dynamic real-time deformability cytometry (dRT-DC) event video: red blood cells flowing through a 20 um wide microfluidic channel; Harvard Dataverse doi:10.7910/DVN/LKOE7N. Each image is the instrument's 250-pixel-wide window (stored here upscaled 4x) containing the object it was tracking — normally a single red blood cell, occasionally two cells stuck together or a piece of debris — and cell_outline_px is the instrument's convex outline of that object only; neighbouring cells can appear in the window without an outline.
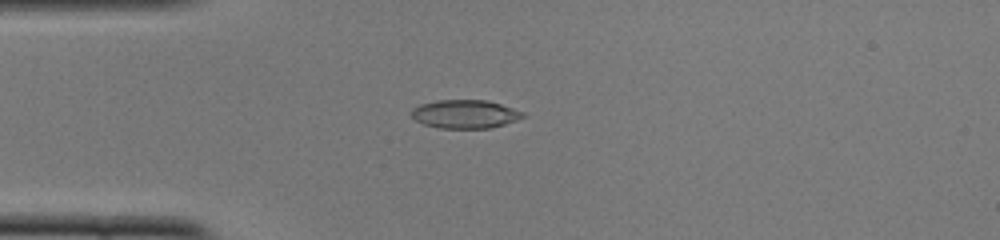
{"species": "common noctule bat (a hibernating species)", "species_latin": "Nyctalus noctula", "temperature_condition": "cold", "stored_images_in_passage": 50, "camera_frame_rate_fps": 3000, "um_per_image_px": 0.085, "animal": {"sex": "female", "body_mass_g": 22.0, "forearm_length_mm": 56.7}, "frame": {"image": 1, "passage_image": 13, "time_ms": 4.0, "image_size_px": [1000, 240], "cell_outline_px": [[524, 116], [516, 120], [492, 128], [440, 128], [424, 124], [416, 120], [412, 116], [412, 108], [420, 104], [436, 100], [488, 100], [524, 112]], "centroid_in_image_um": [39.52, 9.69], "position_along_channel_um": 45.5, "area_um2": 18.38}}
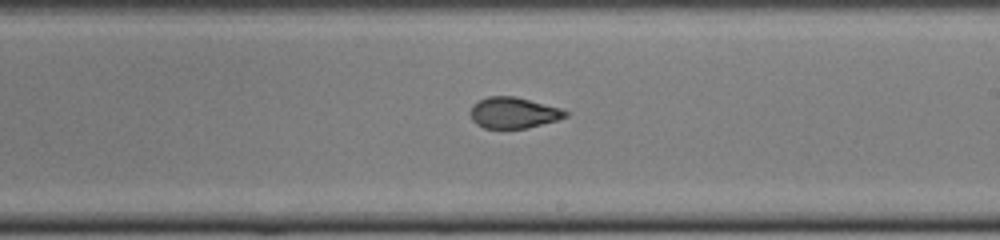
{"frame": {"image": 2, "passage_image": 29, "time_ms": 9.333, "image_size_px": [1000, 240], "cell_outline_px": [[568, 116], [556, 120], [528, 128], [484, 128], [476, 124], [472, 120], [468, 112], [472, 104], [488, 96], [516, 96], [560, 108], [568, 112]], "centroid_in_image_um": [43.6, 9.58], "position_along_channel_um": 245.4, "area_um2": 17.28}}
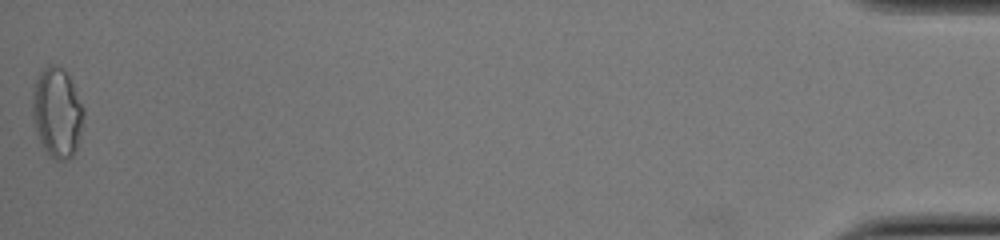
{"frame": {"image": 3, "passage_image": 50, "time_ms": 16.333, "image_size_px": [1000, 240], "cell_outline_px": [[84, 116], [80, 136], [76, 148], [72, 156], [68, 160], [56, 160], [48, 156], [36, 132], [32, 116], [32, 88], [40, 72], [48, 64], [56, 64], [72, 80], [84, 108]], "centroid_in_image_um": [4.85, 9.57], "position_along_channel_um": 430.4, "area_um2": 27.05}, "authors_computed_cell_mechanics": {"area_um2": 18.207, "velocity_mm_per_s": 4.016, "shape_relaxation_time_tau1_ms": null, "shape_relaxation_time_tau2_ms": 1.1475, "deformation_change_tau1": null, "deformation_change_tau2": 0.071}}